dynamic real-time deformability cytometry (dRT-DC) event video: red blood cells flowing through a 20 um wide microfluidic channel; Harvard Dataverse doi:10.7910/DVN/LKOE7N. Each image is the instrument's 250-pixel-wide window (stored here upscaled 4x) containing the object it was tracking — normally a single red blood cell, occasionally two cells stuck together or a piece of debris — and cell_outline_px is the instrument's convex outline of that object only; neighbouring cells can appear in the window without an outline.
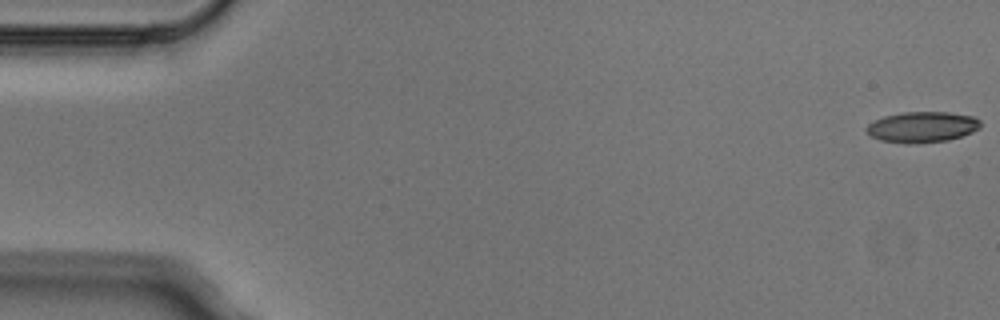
{"species": "Egyptian fruit bat (a non-hibernating species)", "species_latin": "Rousettus aegyptiacus", "temperature_condition": "cold", "stored_images_in_passage": 5, "camera_frame_rate_fps": 3000, "um_per_image_px": 0.085, "animal": {"sex": "male"}, "frame": {"image": 1, "passage_image": 1, "time_ms": 0.0, "image_size_px": [1000, 320], "cell_outline_px": [[980, 128], [972, 132], [948, 140], [916, 144], [904, 144], [880, 140], [872, 136], [864, 128], [868, 124], [884, 116], [904, 112], [948, 112], [972, 116], [980, 120]], "centroid_in_image_um": [78.38, 10.8], "position_along_channel_um": 6.6, "area_um2": 20.46}}
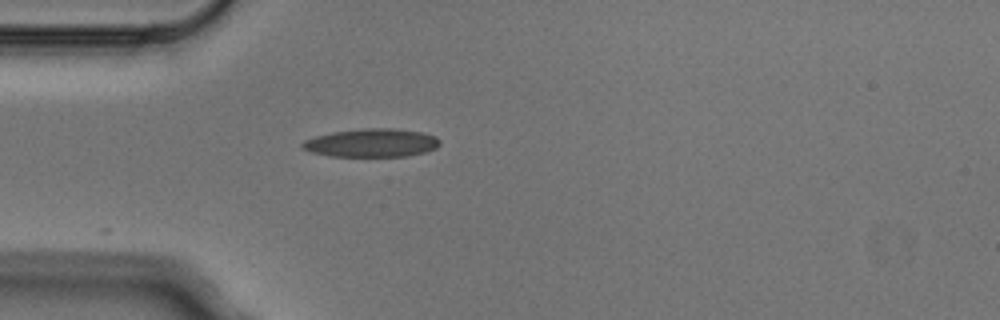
{"frame": {"image": 2, "passage_image": 5, "time_ms": 1.333, "image_size_px": [1000, 320], "cell_outline_px": [[440, 144], [436, 148], [424, 152], [408, 156], [328, 156], [312, 152], [300, 148], [300, 144], [304, 140], [316, 136], [332, 132], [364, 128], [392, 128], [424, 132], [436, 136], [440, 140]], "centroid_in_image_um": [31.59, 12.14], "position_along_channel_um": 53.4, "area_um2": 22.83}}